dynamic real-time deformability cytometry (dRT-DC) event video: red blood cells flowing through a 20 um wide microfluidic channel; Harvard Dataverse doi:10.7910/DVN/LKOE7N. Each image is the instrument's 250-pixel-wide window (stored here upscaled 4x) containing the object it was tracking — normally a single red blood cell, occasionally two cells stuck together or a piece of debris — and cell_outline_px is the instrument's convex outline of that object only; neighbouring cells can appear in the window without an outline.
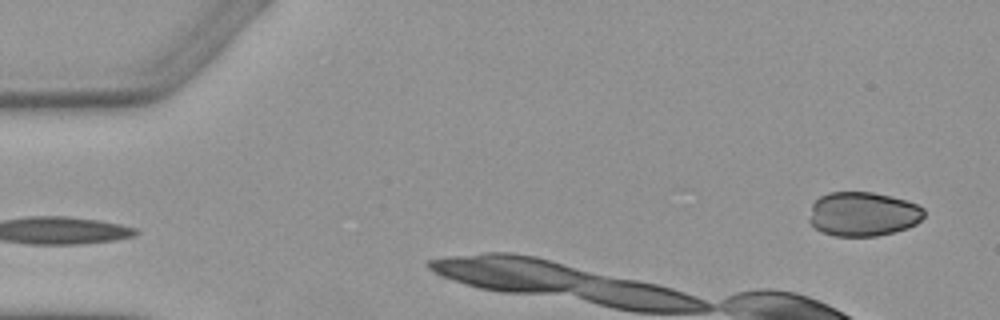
{"species": "Egyptian fruit bat (a non-hibernating species)", "species_latin": "Rousettus aegyptiacus", "temperature_condition": "warm", "stored_images_in_passage": 2, "segment_of_instrument_passage": [2, 2], "camera_frame_rate_fps": 3000, "um_per_image_px": 0.085, "animal": {"sex": "female"}, "frame": {"image": 1, "passage_image": 2, "time_ms": 1.333, "image_size_px": [1000, 320], "cell_outline_px": [[924, 216], [916, 224], [908, 228], [876, 236], [836, 236], [820, 232], [808, 220], [812, 204], [820, 196], [828, 192], [872, 192], [892, 196], [908, 200], [924, 208]], "centroid_in_image_um": [73.35, 18.19], "position_along_channel_um": 11.6, "area_um2": 29.82}}